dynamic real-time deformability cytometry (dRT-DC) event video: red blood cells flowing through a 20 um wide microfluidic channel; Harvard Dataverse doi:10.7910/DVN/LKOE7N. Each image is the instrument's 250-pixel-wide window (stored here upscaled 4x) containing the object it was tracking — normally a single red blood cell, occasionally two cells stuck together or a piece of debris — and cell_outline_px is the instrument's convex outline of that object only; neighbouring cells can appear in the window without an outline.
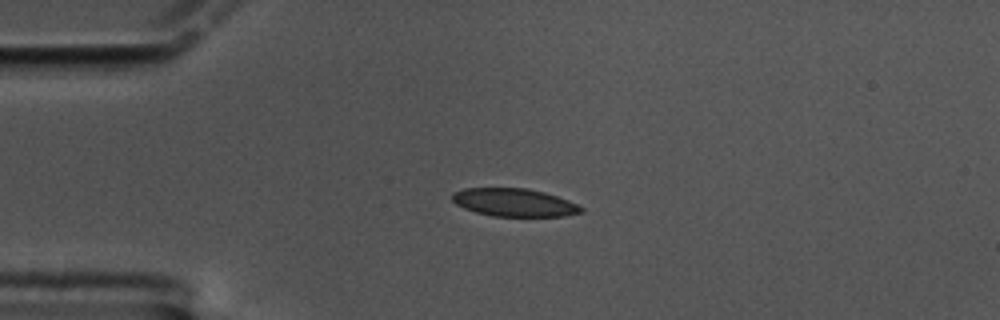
{"species": "common noctule bat (a hibernating species)", "species_latin": "Nyctalus noctula", "temperature_condition": "cold", "stored_images_in_passage": 46, "camera_frame_rate_fps": 3000, "um_per_image_px": 0.085, "animal": {"sex": "male", "body_mass_g": 17.5, "forearm_length_mm": 52.3}, "frame": {"image": 1, "passage_image": 1, "time_ms": 0.0, "image_size_px": [1000, 320], "cell_outline_px": [[584, 212], [564, 216], [492, 216], [476, 212], [464, 208], [456, 204], [452, 200], [452, 192], [464, 188], [528, 188], [544, 192], [568, 200], [584, 208]], "centroid_in_image_um": [43.7, 17.21], "position_along_channel_um": 41.3, "area_um2": 21.04}}
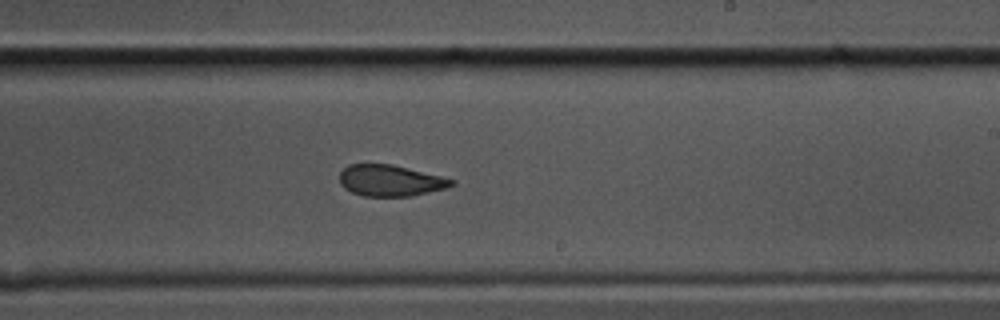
{"frame": {"image": 2, "passage_image": 22, "time_ms": 7.0, "image_size_px": [1000, 320], "cell_outline_px": [[456, 184], [444, 188], [412, 196], [364, 196], [352, 192], [344, 188], [340, 184], [340, 172], [348, 164], [392, 164], [456, 180]], "centroid_in_image_um": [33.16, 15.34], "position_along_channel_um": 255.8, "area_um2": 20.29}}
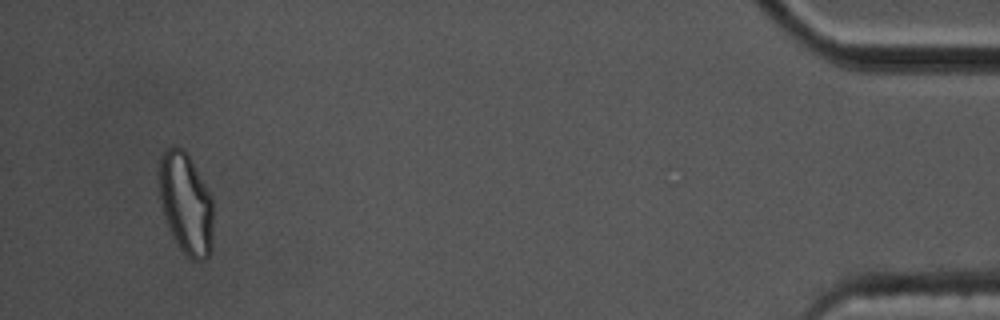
{"frame": {"image": 3, "passage_image": 43, "time_ms": 14.0, "image_size_px": [1000, 320], "cell_outline_px": [[212, 248], [208, 256], [204, 260], [192, 260], [180, 248], [172, 236], [164, 216], [160, 200], [160, 156], [172, 144], [184, 148], [188, 152], [212, 196]], "centroid_in_image_um": [15.81, 17.26], "position_along_channel_um": 419.4, "area_um2": 32.19}, "authors_computed_cell_mechanics": {"area_um2": 21.9062, "velocity_mm_per_s": 3.408, "shape_relaxation_time_tau1_ms": 7.21, "shape_relaxation_time_tau2_ms": 2.0138, "deformation_change_tau1": 0.1417, "deformation_change_tau2": 0.0806}}